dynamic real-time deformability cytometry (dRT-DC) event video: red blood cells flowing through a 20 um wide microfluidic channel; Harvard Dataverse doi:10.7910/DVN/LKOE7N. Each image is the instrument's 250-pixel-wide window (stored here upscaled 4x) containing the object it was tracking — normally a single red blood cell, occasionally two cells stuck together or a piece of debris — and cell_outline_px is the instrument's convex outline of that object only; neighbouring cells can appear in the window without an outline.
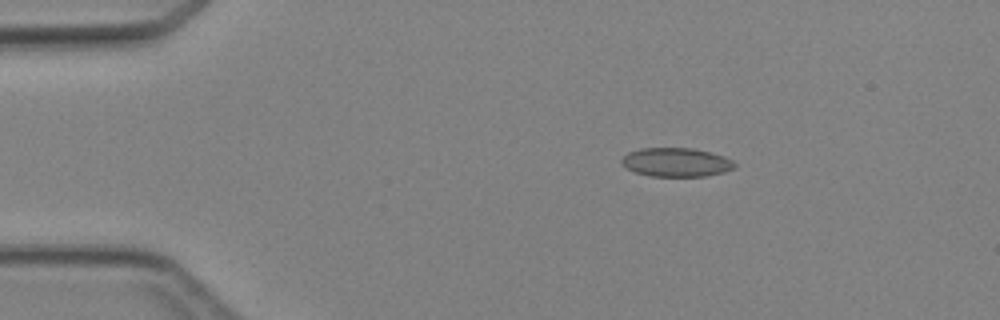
{"species": "Egyptian fruit bat (a non-hibernating species)", "species_latin": "Rousettus aegyptiacus", "temperature_condition": "cold", "stored_images_in_passage": 3, "camera_frame_rate_fps": 3000, "um_per_image_px": 0.085, "animal": {"sex": "female"}, "frame": {"image": 1, "passage_image": 2, "time_ms": 1.333, "image_size_px": [1000, 320], "cell_outline_px": [[736, 168], [724, 172], [704, 176], [652, 176], [636, 172], [628, 168], [620, 160], [628, 152], [640, 148], [692, 148], [724, 156], [732, 160], [736, 164]], "centroid_in_image_um": [57.51, 13.79], "position_along_channel_um": 27.5, "area_um2": 18.84}}